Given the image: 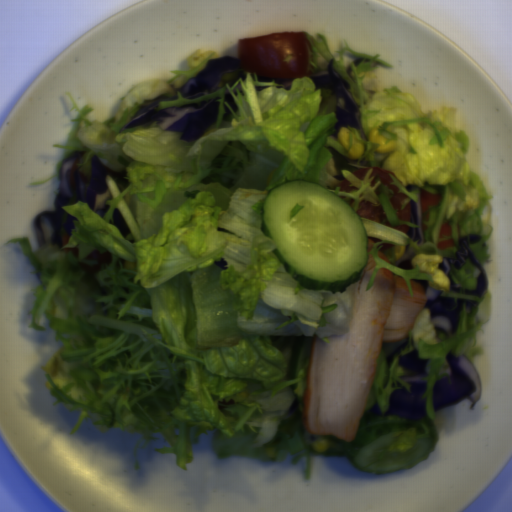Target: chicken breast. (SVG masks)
<instances>
[{
  "mask_svg": "<svg viewBox=\"0 0 512 512\" xmlns=\"http://www.w3.org/2000/svg\"><path fill=\"white\" fill-rule=\"evenodd\" d=\"M367 264L354 282L349 332L325 339L315 333L306 371L302 423L306 432L356 440L384 342L408 338L425 308L426 289L389 269Z\"/></svg>",
  "mask_w": 512,
  "mask_h": 512,
  "instance_id": "obj_1",
  "label": "chicken breast"
}]
</instances>
